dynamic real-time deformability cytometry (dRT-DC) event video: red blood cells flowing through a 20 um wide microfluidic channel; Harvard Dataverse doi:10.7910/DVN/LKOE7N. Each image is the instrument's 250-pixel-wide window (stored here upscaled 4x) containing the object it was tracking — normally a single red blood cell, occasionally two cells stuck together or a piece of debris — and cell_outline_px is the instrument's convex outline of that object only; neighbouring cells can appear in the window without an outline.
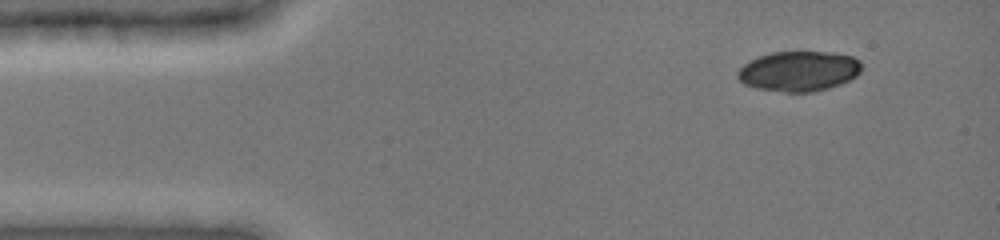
{"species": "common noctule bat (a hibernating species)", "species_latin": "Nyctalus noctula", "temperature_condition": "cold", "stored_images_in_passage": 1, "camera_frame_rate_fps": 3000, "um_per_image_px": 0.085, "animal": {"sex": "female", "body_mass_g": 19.0, "forearm_length_mm": 51.5}, "frame": {"image": 1, "passage_image": 1, "time_ms": 0.0, "image_size_px": [1000, 240], "cell_outline_px": [[860, 72], [856, 76], [840, 84], [828, 88], [812, 92], [784, 92], [756, 88], [744, 84], [736, 76], [736, 72], [748, 60], [772, 52], [832, 52], [852, 56], [860, 60]], "centroid_in_image_um": [67.88, 6.05], "position_along_channel_um": 17.1, "area_um2": 29.02}}